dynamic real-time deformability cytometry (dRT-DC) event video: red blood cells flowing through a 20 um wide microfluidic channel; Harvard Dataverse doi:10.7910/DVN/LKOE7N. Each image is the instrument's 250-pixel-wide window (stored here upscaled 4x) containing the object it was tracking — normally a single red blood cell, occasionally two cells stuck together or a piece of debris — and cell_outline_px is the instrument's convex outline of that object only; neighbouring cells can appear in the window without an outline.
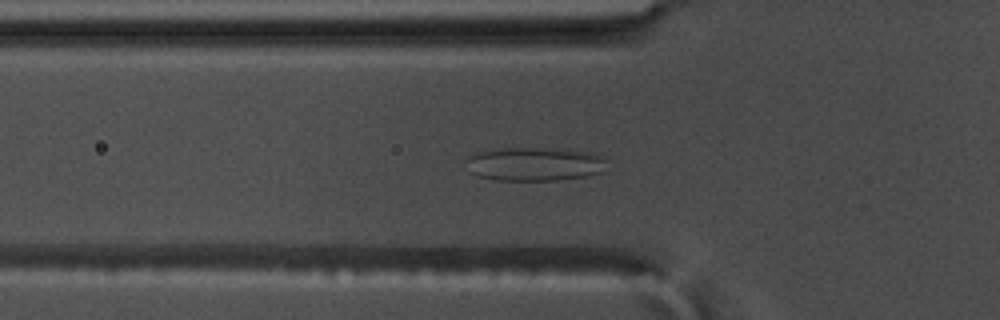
{"species": "common noctule bat (a hibernating species)", "species_latin": "Nyctalus noctula", "temperature_condition": "warm", "stored_images_in_passage": 54, "camera_frame_rate_fps": 3000, "um_per_image_px": 0.085, "animal": {"sex": "male", "body_mass_g": 17.5, "forearm_length_mm": 52.3}, "frame": {"image": 1, "passage_image": 15, "time_ms": 4.667, "image_size_px": [1000, 320], "cell_outline_px": [[604, 172], [588, 176], [556, 180], [496, 180], [476, 176], [468, 172], [464, 160], [468, 156], [476, 152], [504, 148], [564, 148], [588, 152], [604, 160]], "centroid_in_image_um": [45.35, 13.94], "position_along_channel_um": 80.4, "area_um2": 27.86}}
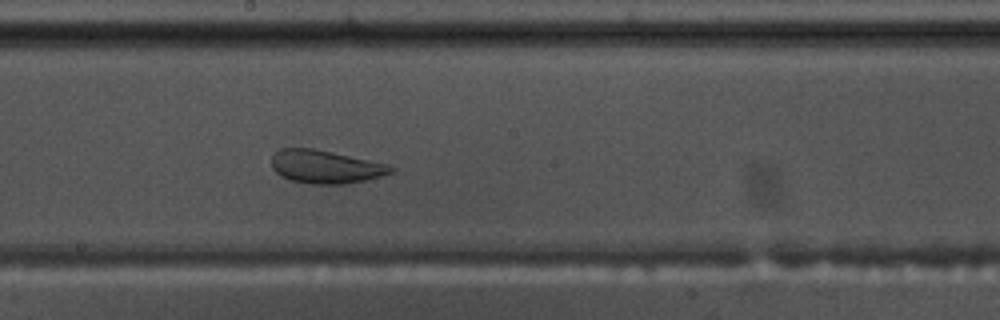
{"frame": {"image": 2, "passage_image": 27, "time_ms": 8.667, "image_size_px": [1000, 320], "cell_outline_px": [[396, 168], [392, 172], [380, 176], [348, 184], [312, 184], [292, 180], [280, 176], [272, 168], [272, 156], [280, 148], [312, 148], [332, 152], [388, 164]], "centroid_in_image_um": [27.65, 14.17], "position_along_channel_um": 220.5, "area_um2": 22.95}}
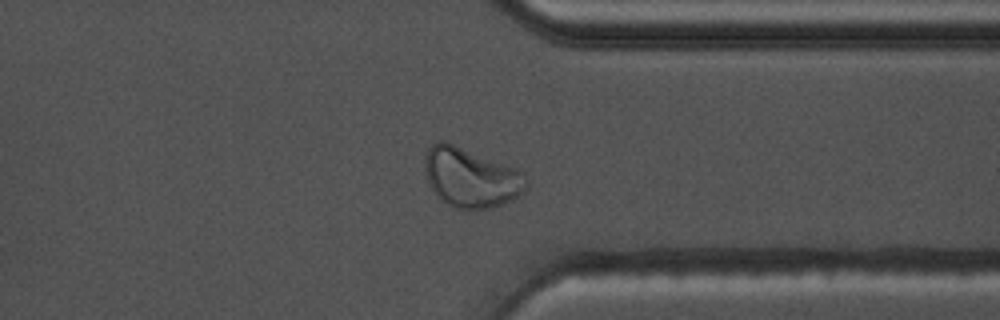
{"frame": {"image": 3, "passage_image": 40, "time_ms": 13.0, "image_size_px": [1000, 320], "cell_outline_px": [[528, 188], [524, 192], [512, 200], [492, 208], [456, 208], [440, 200], [436, 196], [428, 180], [424, 168], [424, 156], [428, 148], [432, 144], [440, 140], [444, 140], [516, 168], [524, 172], [528, 176]], "centroid_in_image_um": [40.04, 15.08], "position_along_channel_um": 371.4, "area_um2": 35.43}}